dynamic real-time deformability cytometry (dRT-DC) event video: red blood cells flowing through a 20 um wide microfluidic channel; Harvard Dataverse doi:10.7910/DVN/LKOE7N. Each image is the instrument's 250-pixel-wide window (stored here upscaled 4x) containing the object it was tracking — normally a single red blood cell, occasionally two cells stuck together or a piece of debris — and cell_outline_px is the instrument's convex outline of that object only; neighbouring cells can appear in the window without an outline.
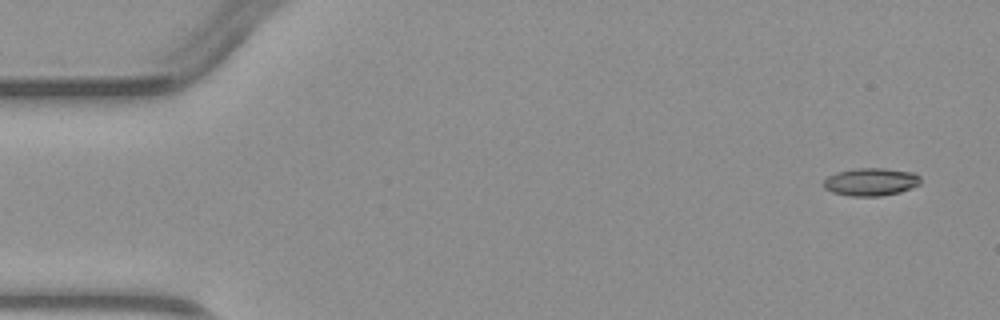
{"species": "common noctule bat (a hibernating species)", "species_latin": "Nyctalus noctula", "temperature_condition": "warm", "stored_images_in_passage": 4, "camera_frame_rate_fps": 3000, "um_per_image_px": 0.085, "animal": {"sex": "male", "body_mass_g": 23.1, "forearm_length_mm": 52.7}, "frame": {"image": 1, "passage_image": 1, "time_ms": 0.0, "image_size_px": [1000, 320], "cell_outline_px": [[920, 184], [912, 188], [900, 192], [880, 196], [848, 196], [832, 192], [824, 188], [824, 180], [828, 176], [836, 172], [856, 168], [884, 168], [912, 172], [920, 176]], "centroid_in_image_um": [74.02, 15.46], "position_along_channel_um": 11.0, "area_um2": 15.78}}
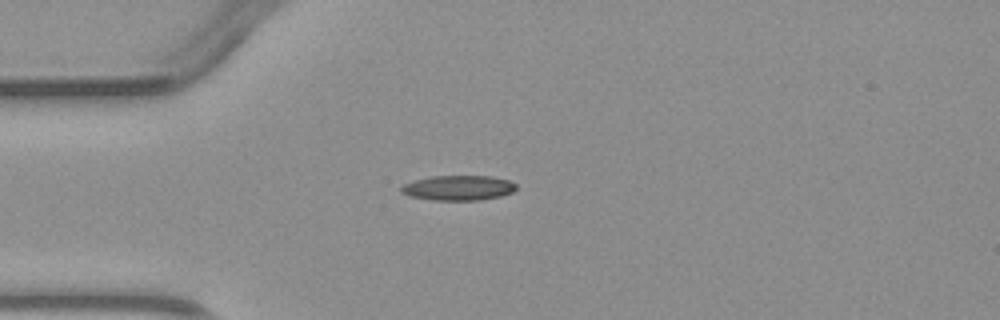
{"frame": {"image": 2, "passage_image": 4, "time_ms": 3.333, "image_size_px": [1000, 320], "cell_outline_px": [[516, 188], [512, 192], [500, 196], [480, 200], [432, 200], [408, 196], [400, 192], [400, 188], [404, 184], [416, 180], [432, 176], [492, 176], [508, 180], [516, 184]], "centroid_in_image_um": [38.94, 15.97], "position_along_channel_um": 46.1, "area_um2": 16.7}}